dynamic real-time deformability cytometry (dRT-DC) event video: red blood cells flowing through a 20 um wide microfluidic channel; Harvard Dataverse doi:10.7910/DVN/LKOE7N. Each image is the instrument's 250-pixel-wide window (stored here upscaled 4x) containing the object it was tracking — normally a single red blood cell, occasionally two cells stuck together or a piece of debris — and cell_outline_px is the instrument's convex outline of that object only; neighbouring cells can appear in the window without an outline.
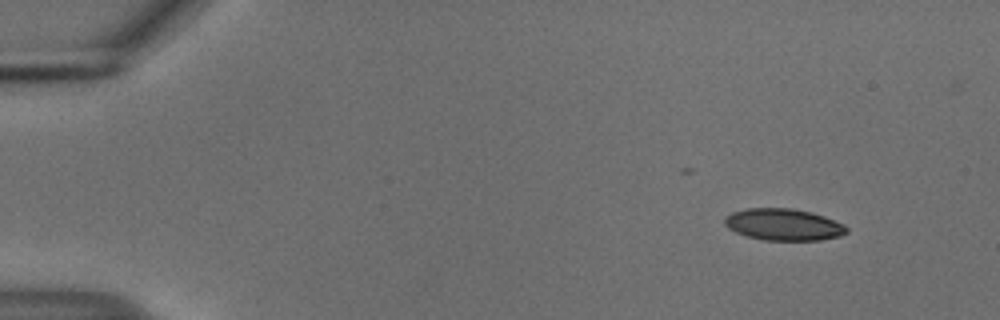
{"species": "common noctule bat (a hibernating species)", "species_latin": "Nyctalus noctula", "temperature_condition": "cold", "stored_images_in_passage": 39, "camera_frame_rate_fps": 3000, "um_per_image_px": 0.085, "animal": {"sex": "male", "body_mass_g": 18.8}, "frame": {"image": 1, "passage_image": 1, "time_ms": 0.0, "image_size_px": [1000, 320], "cell_outline_px": [[848, 232], [840, 236], [820, 240], [764, 240], [748, 236], [736, 232], [728, 228], [724, 224], [724, 216], [732, 212], [748, 208], [792, 208], [812, 212], [824, 216], [844, 224], [848, 228]], "centroid_in_image_um": [66.6, 19.08], "position_along_channel_um": 18.4, "area_um2": 22.66}}
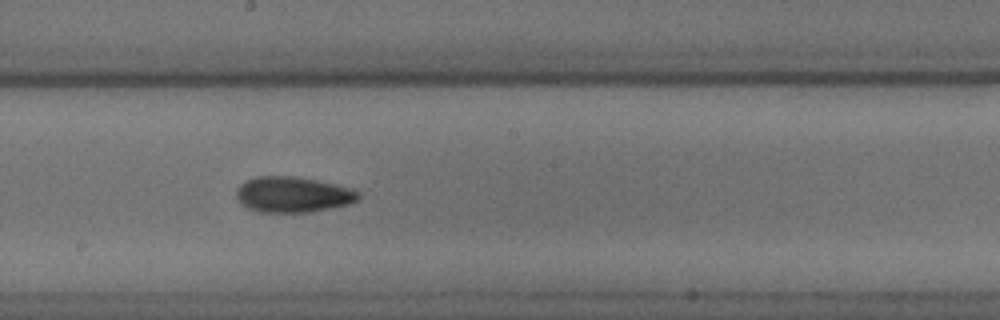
{"frame": {"image": 2, "passage_image": 26, "time_ms": 8.333, "image_size_px": [1000, 320], "cell_outline_px": [[360, 196], [352, 204], [308, 212], [260, 212], [248, 208], [240, 204], [236, 196], [236, 188], [240, 184], [256, 176], [296, 176], [316, 180], [352, 188], [360, 192]], "centroid_in_image_um": [24.89, 16.53], "position_along_channel_um": 223.3, "area_um2": 25.49}}
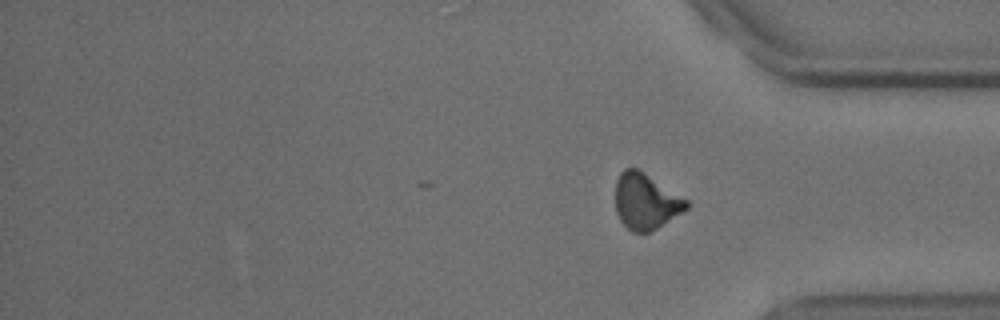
{"frame": {"image": 3, "passage_image": 39, "time_ms": 12.667, "image_size_px": [1000, 320], "cell_outline_px": [[688, 208], [656, 228], [648, 232], [632, 232], [620, 220], [616, 212], [616, 180], [620, 172], [624, 168], [636, 168], [688, 200]], "centroid_in_image_um": [54.86, 17.11], "position_along_channel_um": 380.3, "area_um2": 22.66}, "authors_computed_cell_mechanics": {"area_um2": 23.8714, "velocity_mm_per_s": 3.7328, "shape_relaxation_time_tau1_ms": 3.5348, "shape_relaxation_time_tau2_ms": 2.9124, "deformation_change_tau1": 0.1205, "deformation_change_tau2": 0.0942}}